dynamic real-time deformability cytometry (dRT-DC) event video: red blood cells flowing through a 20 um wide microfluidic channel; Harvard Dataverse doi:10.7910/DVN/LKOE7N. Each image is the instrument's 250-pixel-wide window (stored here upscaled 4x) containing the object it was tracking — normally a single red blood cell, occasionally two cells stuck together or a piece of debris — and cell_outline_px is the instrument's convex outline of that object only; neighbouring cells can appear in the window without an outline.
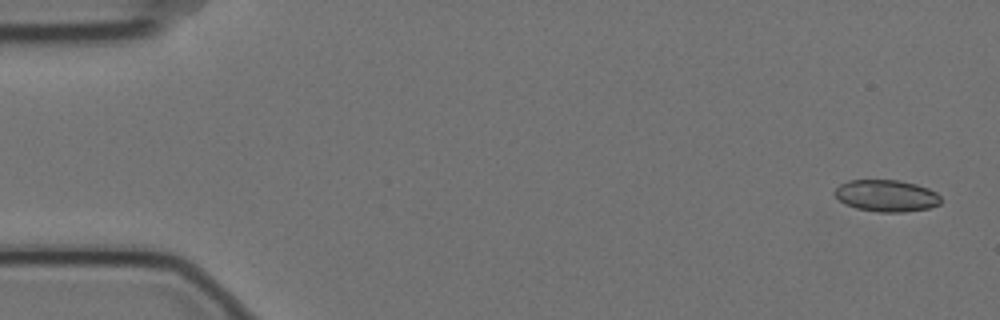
{"species": "Egyptian fruit bat (a non-hibernating species)", "species_latin": "Rousettus aegyptiacus", "temperature_condition": "cold", "stored_images_in_passage": 5, "camera_frame_rate_fps": 3000, "um_per_image_px": 0.085, "animal": {"sex": "female"}, "frame": {"image": 1, "passage_image": 1, "time_ms": 0.0, "image_size_px": [1000, 320], "cell_outline_px": [[940, 204], [928, 208], [904, 212], [876, 212], [856, 208], [844, 204], [832, 192], [840, 184], [848, 180], [900, 180], [916, 184], [928, 188], [936, 192], [940, 196]], "centroid_in_image_um": [75.33, 16.63], "position_along_channel_um": 9.7, "area_um2": 19.77}}
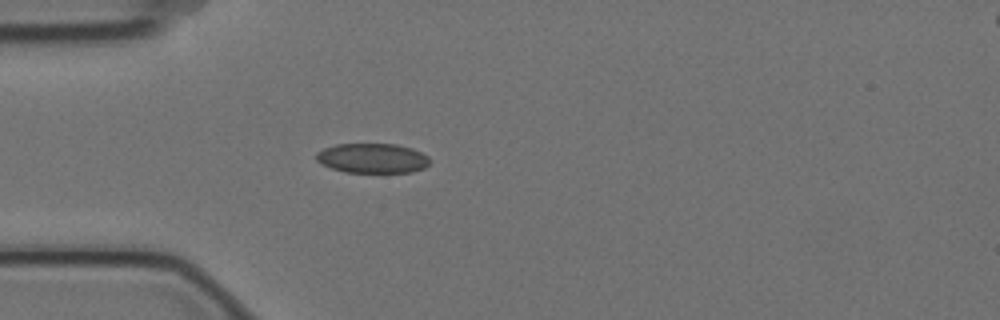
{"frame": {"image": 2, "passage_image": 5, "time_ms": 1.333, "image_size_px": [1000, 320], "cell_outline_px": [[432, 160], [424, 168], [412, 172], [344, 172], [320, 164], [316, 160], [316, 152], [324, 148], [336, 144], [396, 144], [412, 148], [428, 156]], "centroid_in_image_um": [31.65, 13.45], "position_along_channel_um": 53.3, "area_um2": 19.77}}